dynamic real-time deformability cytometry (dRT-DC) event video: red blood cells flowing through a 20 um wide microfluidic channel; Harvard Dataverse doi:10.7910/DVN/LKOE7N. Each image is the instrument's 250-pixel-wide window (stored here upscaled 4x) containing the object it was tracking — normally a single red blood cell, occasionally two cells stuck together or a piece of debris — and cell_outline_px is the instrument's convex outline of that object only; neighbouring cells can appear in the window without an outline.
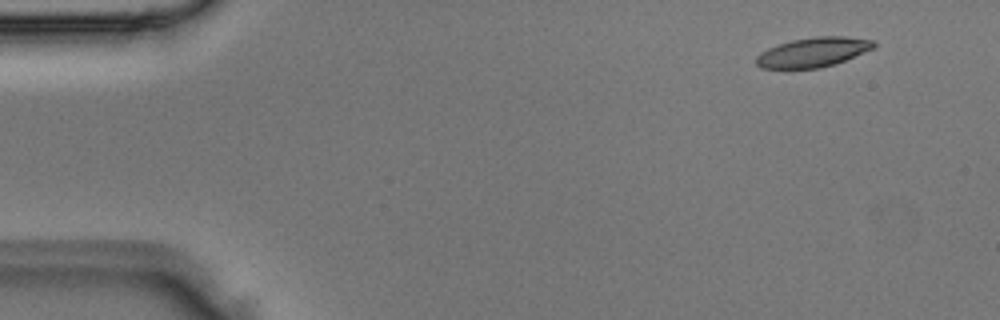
{"species": "Egyptian fruit bat (a non-hibernating species)", "species_latin": "Rousettus aegyptiacus", "temperature_condition": "room temperature", "stored_images_in_passage": 3, "camera_frame_rate_fps": 3000, "um_per_image_px": 0.085, "animal": {"sex": "male"}, "frame": {"image": 1, "passage_image": 1, "time_ms": 0.0, "image_size_px": [1000, 320], "cell_outline_px": [[876, 44], [872, 48], [844, 60], [820, 68], [760, 68], [756, 64], [756, 56], [760, 52], [768, 48], [792, 40], [816, 36], [844, 36], [872, 40]], "centroid_in_image_um": [69.06, 4.43], "position_along_channel_um": 15.9, "area_um2": 19.88}}
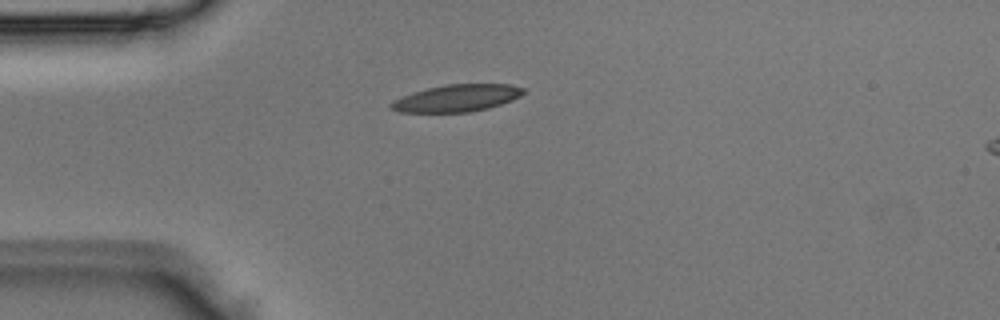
{"frame": {"image": 2, "passage_image": 3, "time_ms": 0.667, "image_size_px": [1000, 320], "cell_outline_px": [[524, 92], [520, 96], [512, 100], [488, 108], [468, 112], [400, 112], [388, 108], [388, 104], [392, 100], [412, 92], [444, 84], [508, 84], [524, 88]], "centroid_in_image_um": [38.77, 8.34], "position_along_channel_um": 46.2, "area_um2": 20.92}}